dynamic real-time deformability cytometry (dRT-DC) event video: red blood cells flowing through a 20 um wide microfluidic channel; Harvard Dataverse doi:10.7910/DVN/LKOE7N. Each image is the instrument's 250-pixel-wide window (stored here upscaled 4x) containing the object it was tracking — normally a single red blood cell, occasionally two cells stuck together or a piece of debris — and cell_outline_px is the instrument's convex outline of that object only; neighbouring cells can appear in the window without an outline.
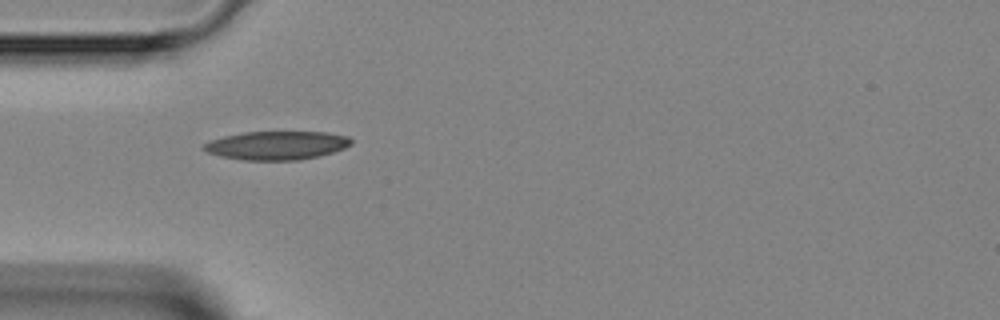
{"species": "Egyptian fruit bat (a non-hibernating species)", "species_latin": "Rousettus aegyptiacus", "temperature_condition": "room temperature", "stored_images_in_passage": 1, "camera_frame_rate_fps": 3000, "um_per_image_px": 0.085, "animal": {"sex": "female"}, "frame": {"image": 1, "passage_image": 1, "time_ms": 0.0, "image_size_px": [1000, 320], "cell_outline_px": [[352, 144], [344, 148], [320, 156], [300, 160], [240, 160], [220, 156], [208, 152], [200, 148], [208, 140], [224, 136], [244, 132], [328, 132], [348, 136], [352, 140]], "centroid_in_image_um": [23.5, 12.36], "position_along_channel_um": 61.5, "area_um2": 24.74}}